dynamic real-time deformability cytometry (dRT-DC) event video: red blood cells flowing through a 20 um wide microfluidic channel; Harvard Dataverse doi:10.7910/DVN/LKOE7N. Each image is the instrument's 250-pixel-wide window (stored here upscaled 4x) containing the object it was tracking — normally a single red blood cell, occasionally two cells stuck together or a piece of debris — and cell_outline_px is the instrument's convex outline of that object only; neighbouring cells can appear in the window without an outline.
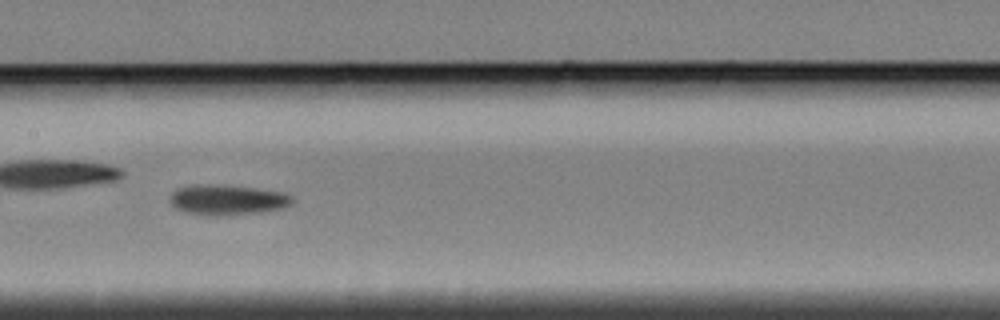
{"species": "Egyptian fruit bat (a non-hibernating species)", "species_latin": "Rousettus aegyptiacus", "temperature_condition": "cold", "stored_images_in_passage": 44, "camera_frame_rate_fps": 3000, "um_per_image_px": 0.085, "animal": {"sex": "female"}, "frame": {"image": 1, "passage_image": 13, "time_ms": 4.0, "image_size_px": [1000, 320], "cell_outline_px": [[292, 204], [284, 208], [260, 212], [216, 216], [212, 216], [188, 212], [176, 208], [172, 204], [172, 192], [180, 188], [196, 184], [212, 184], [256, 188], [280, 192], [292, 196]], "centroid_in_image_um": [19.36, 16.98], "position_along_channel_um": 188.0, "area_um2": 21.21}}
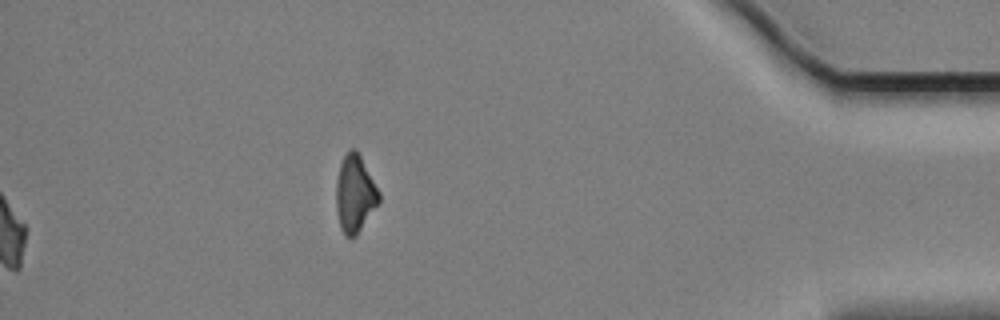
{"frame": {"image": 2, "passage_image": 44, "time_ms": 14.333, "image_size_px": [1000, 320], "cell_outline_px": [[380, 200], [356, 236], [344, 236], [340, 224], [336, 208], [336, 184], [340, 164], [344, 156], [352, 148], [356, 148], [380, 192]], "centroid_in_image_um": [30.17, 16.46], "position_along_channel_um": 405.0, "area_um2": 18.96}, "authors_computed_cell_mechanics": {"area_um2": 20.2878, "velocity_mm_per_s": 3.4004, "shape_relaxation_time_tau1_ms": 3.3399, "shape_relaxation_time_tau2_ms": null, "deformation_change_tau1": 0.1015, "deformation_change_tau2": null}}